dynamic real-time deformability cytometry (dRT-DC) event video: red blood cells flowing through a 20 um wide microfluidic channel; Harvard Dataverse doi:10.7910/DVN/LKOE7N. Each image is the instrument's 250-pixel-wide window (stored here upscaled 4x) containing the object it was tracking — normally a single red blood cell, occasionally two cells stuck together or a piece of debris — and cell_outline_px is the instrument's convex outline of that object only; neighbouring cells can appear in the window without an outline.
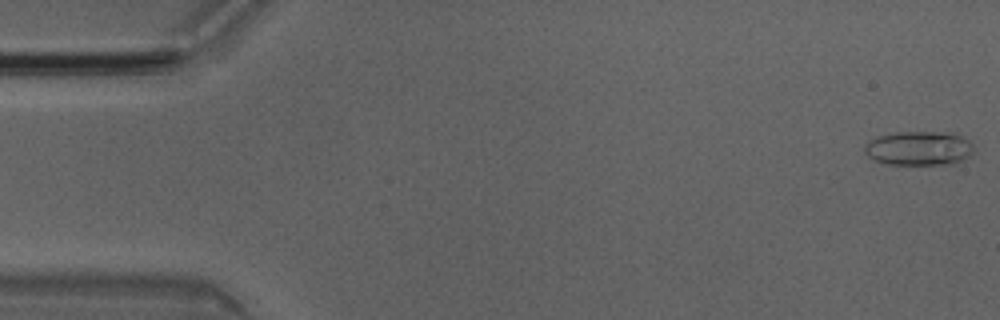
{"species": "Egyptian fruit bat (a non-hibernating species)", "species_latin": "Rousettus aegyptiacus", "temperature_condition": "room temperature", "stored_images_in_passage": 9, "camera_frame_rate_fps": 3000, "um_per_image_px": 0.085, "animal": {"sex": "male"}, "frame": {"image": 1, "passage_image": 1, "time_ms": 0.0, "image_size_px": [1000, 320], "cell_outline_px": [[972, 152], [968, 156], [956, 164], [888, 164], [876, 160], [868, 156], [864, 152], [864, 144], [876, 136], [896, 132], [956, 132], [968, 140], [972, 144]], "centroid_in_image_um": [78.11, 12.59], "position_along_channel_um": 6.9, "area_um2": 21.91}}